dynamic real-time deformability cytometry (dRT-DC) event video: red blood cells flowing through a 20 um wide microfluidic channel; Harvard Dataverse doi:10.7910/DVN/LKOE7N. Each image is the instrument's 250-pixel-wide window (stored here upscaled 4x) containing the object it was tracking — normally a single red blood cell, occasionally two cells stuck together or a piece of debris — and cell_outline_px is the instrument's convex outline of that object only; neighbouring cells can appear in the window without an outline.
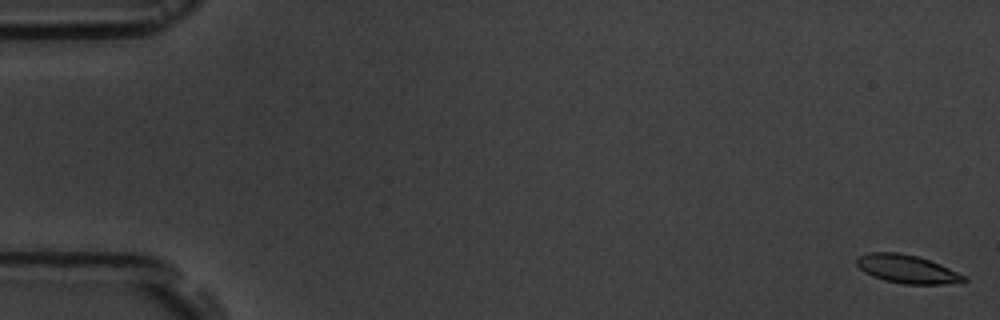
{"species": "common noctule bat (a hibernating species)", "species_latin": "Nyctalus noctula", "temperature_condition": "room temperature", "stored_images_in_passage": 6, "camera_frame_rate_fps": 3000, "um_per_image_px": 0.085, "animal": {"sex": "male", "body_mass_g": 19.5, "forearm_length_mm": 54.6}, "frame": {"image": 1, "passage_image": 1, "time_ms": 0.0, "image_size_px": [1000, 320], "cell_outline_px": [[968, 280], [944, 284], [904, 284], [884, 280], [872, 276], [864, 272], [856, 264], [856, 260], [860, 256], [868, 252], [900, 252], [916, 256], [940, 264], [968, 276]], "centroid_in_image_um": [77.1, 22.87], "position_along_channel_um": 7.9, "area_um2": 17.69}}
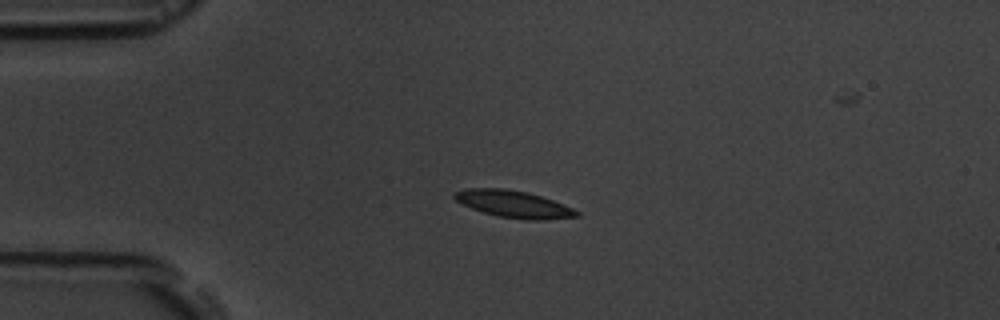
{"frame": {"image": 2, "passage_image": 4, "time_ms": 4.333, "image_size_px": [1000, 320], "cell_outline_px": [[580, 216], [544, 220], [524, 220], [496, 216], [472, 208], [456, 200], [452, 196], [452, 192], [468, 188], [504, 188], [528, 192], [564, 204], [580, 212]], "centroid_in_image_um": [43.66, 17.35], "position_along_channel_um": 41.3, "area_um2": 19.31}}
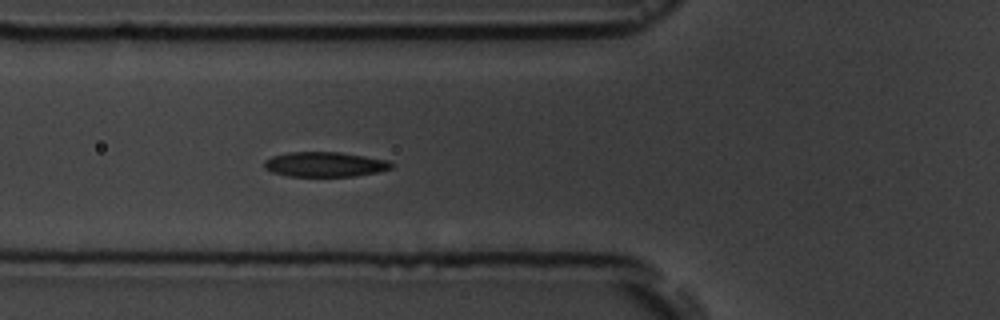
{"frame": {"image": 3, "passage_image": 6, "time_ms": 6.667, "image_size_px": [1000, 320], "cell_outline_px": [[392, 168], [376, 172], [352, 176], [288, 176], [272, 172], [264, 168], [264, 160], [272, 156], [288, 152], [340, 152], [388, 160], [392, 164]], "centroid_in_image_um": [27.57, 13.96], "position_along_channel_um": 98.2, "area_um2": 18.32}}